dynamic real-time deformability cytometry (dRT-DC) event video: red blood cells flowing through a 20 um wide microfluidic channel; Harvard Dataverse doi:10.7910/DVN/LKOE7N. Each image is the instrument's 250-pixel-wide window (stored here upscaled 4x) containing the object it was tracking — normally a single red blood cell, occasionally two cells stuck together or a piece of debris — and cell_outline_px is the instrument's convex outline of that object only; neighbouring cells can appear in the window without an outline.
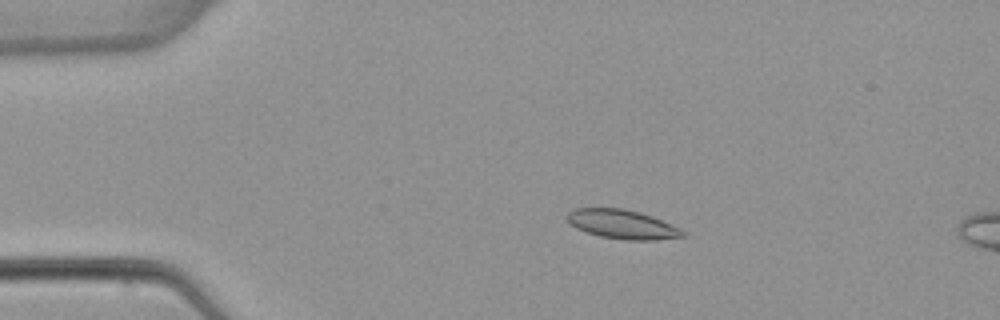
{"species": "common noctule bat (a hibernating species)", "species_latin": "Nyctalus noctula", "temperature_condition": "warm", "stored_images_in_passage": 4, "camera_frame_rate_fps": 3000, "um_per_image_px": 0.085, "animal": {"sex": "female", "body_mass_g": 22.7, "forearm_length_mm": 54.2}, "frame": {"image": 1, "passage_image": 1, "time_ms": 0.0, "image_size_px": [1000, 320], "cell_outline_px": [[688, 236], [656, 240], [624, 240], [600, 236], [576, 228], [564, 216], [568, 212], [576, 208], [624, 208], [640, 212], [652, 216], [680, 228]], "centroid_in_image_um": [52.91, 19.06], "position_along_channel_um": 32.1, "area_um2": 19.65}}
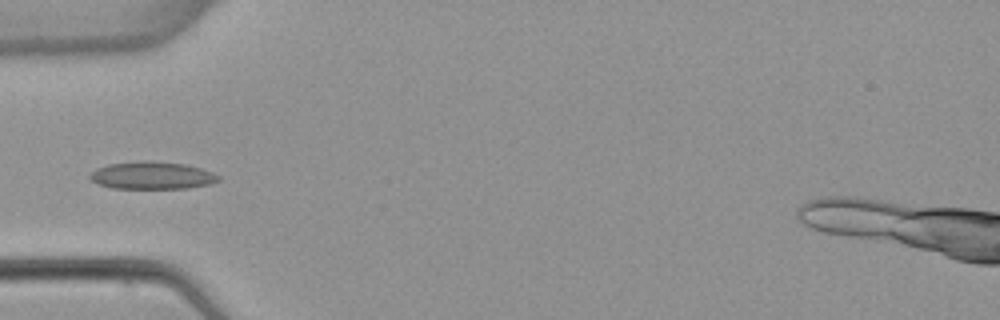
{"frame": {"image": 2, "passage_image": 3, "time_ms": 2.333, "image_size_px": [1000, 320], "cell_outline_px": [[220, 180], [208, 184], [188, 188], [112, 188], [96, 184], [88, 176], [96, 168], [108, 164], [140, 160], [144, 160], [184, 164], [200, 168], [212, 172], [220, 176]], "centroid_in_image_um": [12.89, 14.91], "position_along_channel_um": 72.1, "area_um2": 20.58}}
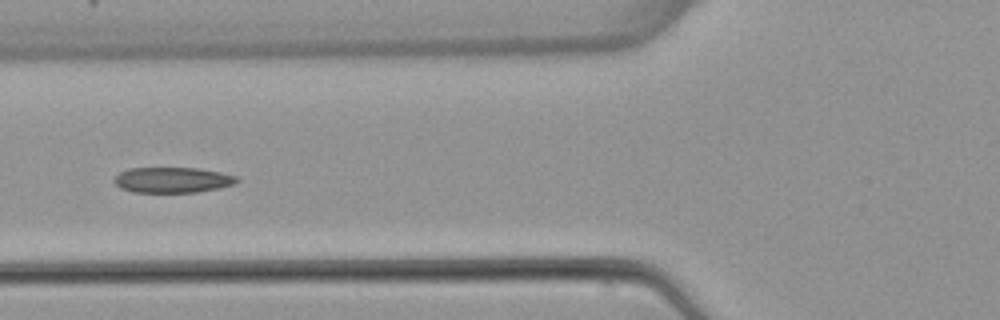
{"frame": {"image": 3, "passage_image": 4, "time_ms": 3.333, "image_size_px": [1000, 320], "cell_outline_px": [[240, 180], [232, 184], [220, 188], [196, 192], [132, 192], [120, 188], [112, 180], [120, 172], [128, 168], [200, 168], [220, 172], [236, 176]], "centroid_in_image_um": [14.64, 15.29], "position_along_channel_um": 111.2, "area_um2": 18.26}}